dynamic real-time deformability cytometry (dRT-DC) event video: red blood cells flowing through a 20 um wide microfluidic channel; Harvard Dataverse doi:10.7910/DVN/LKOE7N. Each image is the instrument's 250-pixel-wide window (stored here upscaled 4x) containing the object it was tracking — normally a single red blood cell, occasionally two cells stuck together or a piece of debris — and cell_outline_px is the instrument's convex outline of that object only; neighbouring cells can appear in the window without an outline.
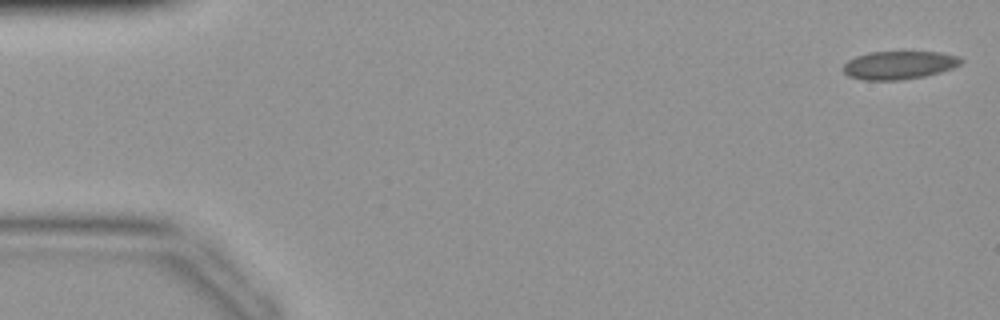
{"species": "common noctule bat (a hibernating species)", "species_latin": "Nyctalus noctula", "temperature_condition": "warm", "stored_images_in_passage": 43, "camera_frame_rate_fps": 3000, "um_per_image_px": 0.085, "animal": {"sex": "female", "body_mass_g": 19.9}, "frame": {"image": 1, "passage_image": 1, "time_ms": 0.0, "image_size_px": [1000, 320], "cell_outline_px": [[964, 60], [960, 64], [952, 68], [940, 72], [924, 76], [900, 80], [864, 80], [848, 76], [840, 68], [848, 60], [856, 56], [868, 52], [940, 52], [956, 56]], "centroid_in_image_um": [76.37, 5.53], "position_along_channel_um": 8.6, "area_um2": 19.36}}
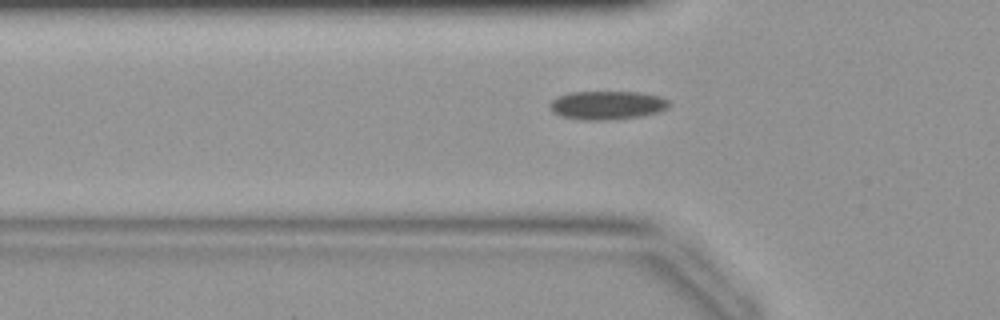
{"frame": {"image": 2, "passage_image": 14, "time_ms": 4.333, "image_size_px": [1000, 320], "cell_outline_px": [[672, 104], [668, 108], [660, 112], [640, 116], [608, 120], [580, 120], [560, 116], [552, 112], [548, 108], [548, 104], [556, 96], [568, 92], [640, 92], [660, 96], [668, 100]], "centroid_in_image_um": [51.58, 8.94], "position_along_channel_um": 74.2, "area_um2": 20.29}}
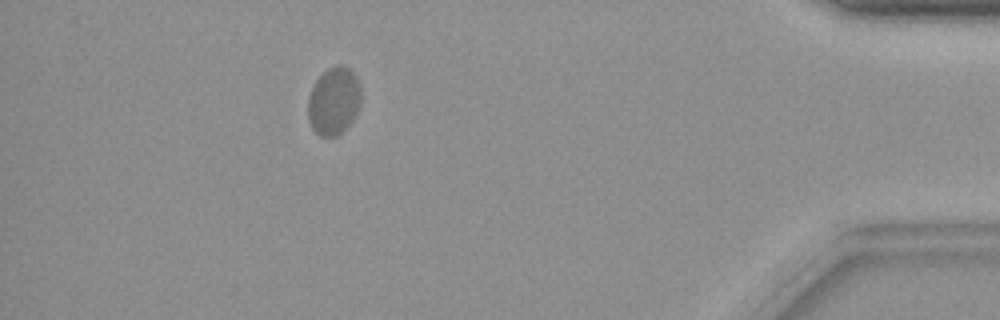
{"frame": {"image": 3, "passage_image": 39, "time_ms": 12.667, "image_size_px": [1000, 320], "cell_outline_px": [[360, 108], [352, 120], [336, 136], [320, 136], [312, 128], [308, 120], [308, 96], [316, 80], [328, 68], [336, 64], [344, 64], [356, 76], [360, 84]], "centroid_in_image_um": [28.37, 8.56], "position_along_channel_um": 406.8, "area_um2": 20.92}}